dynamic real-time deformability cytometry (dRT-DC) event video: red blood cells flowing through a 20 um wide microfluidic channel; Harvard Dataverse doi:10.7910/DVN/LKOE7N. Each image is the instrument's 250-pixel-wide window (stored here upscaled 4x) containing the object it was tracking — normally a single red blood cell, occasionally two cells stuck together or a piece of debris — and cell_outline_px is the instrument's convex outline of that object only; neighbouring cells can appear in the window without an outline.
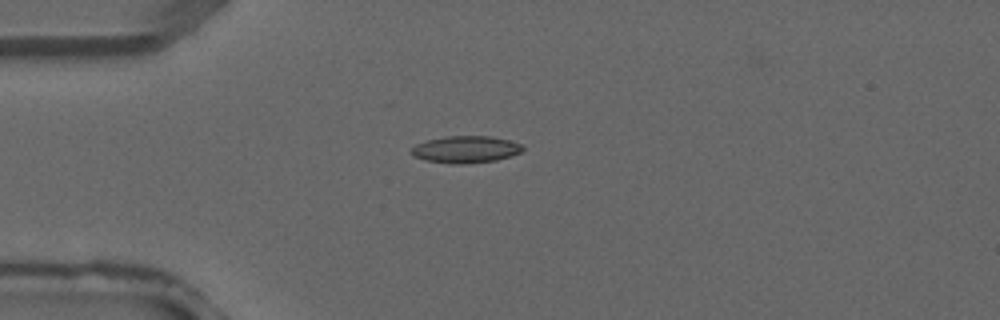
{"species": "common noctule bat (a hibernating species)", "species_latin": "Nyctalus noctula", "temperature_condition": "warm", "stored_images_in_passage": 3, "camera_frame_rate_fps": 3000, "um_per_image_px": 0.085, "animal": {"sex": "male", "forearm_length_mm": 52.5}, "frame": {"image": 1, "passage_image": 3, "time_ms": 0.667, "image_size_px": [1000, 320], "cell_outline_px": [[524, 148], [520, 152], [512, 156], [496, 160], [464, 164], [452, 164], [424, 160], [412, 156], [408, 152], [416, 144], [428, 140], [448, 136], [492, 136], [524, 144]], "centroid_in_image_um": [39.58, 12.7], "position_along_channel_um": 45.4, "area_um2": 17.69}}